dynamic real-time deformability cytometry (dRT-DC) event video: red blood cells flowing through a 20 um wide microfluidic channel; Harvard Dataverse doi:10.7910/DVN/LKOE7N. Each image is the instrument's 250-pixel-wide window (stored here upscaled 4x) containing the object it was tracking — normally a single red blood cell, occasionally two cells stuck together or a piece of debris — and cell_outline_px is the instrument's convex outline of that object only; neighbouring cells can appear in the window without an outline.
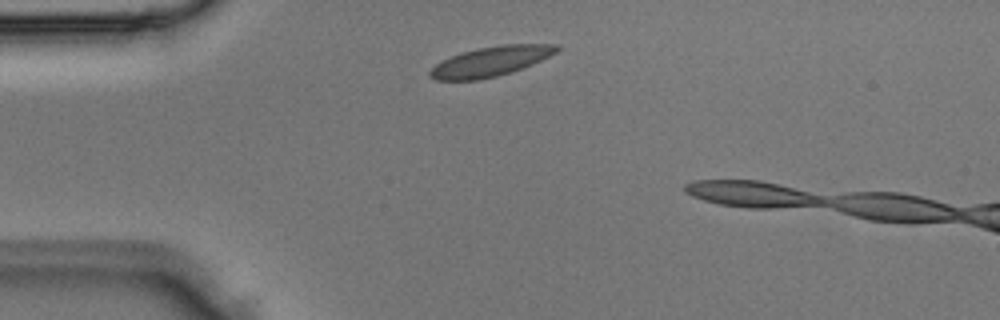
{"species": "Egyptian fruit bat (a non-hibernating species)", "species_latin": "Rousettus aegyptiacus", "temperature_condition": "room temperature", "stored_images_in_passage": 2, "camera_frame_rate_fps": 3000, "um_per_image_px": 0.085, "animal": {"sex": "male"}, "frame": {"image": 1, "passage_image": 1, "time_ms": 0.0, "image_size_px": [1000, 320], "cell_outline_px": [[560, 48], [556, 52], [532, 64], [512, 72], [480, 80], [436, 80], [428, 76], [428, 72], [436, 64], [452, 56], [464, 52], [480, 48], [504, 44], [560, 44]], "centroid_in_image_um": [41.71, 5.23], "position_along_channel_um": 43.3, "area_um2": 21.73}}